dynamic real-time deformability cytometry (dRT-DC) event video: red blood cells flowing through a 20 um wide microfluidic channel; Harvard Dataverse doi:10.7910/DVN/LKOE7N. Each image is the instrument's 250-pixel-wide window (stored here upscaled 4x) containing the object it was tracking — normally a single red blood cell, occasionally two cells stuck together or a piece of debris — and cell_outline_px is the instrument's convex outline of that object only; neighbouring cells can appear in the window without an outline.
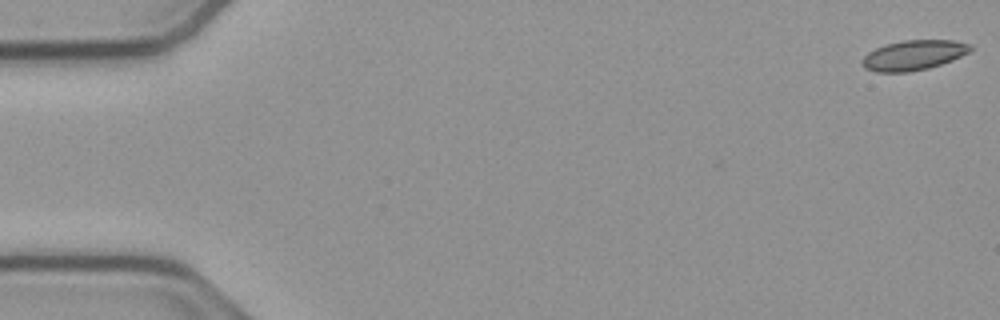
{"species": "common noctule bat (a hibernating species)", "species_latin": "Nyctalus noctula", "temperature_condition": "cold", "stored_images_in_passage": 7, "camera_frame_rate_fps": 3000, "um_per_image_px": 0.085, "animal": {"sex": "male", "body_mass_g": 23.1, "forearm_length_mm": 52.7}, "frame": {"image": 1, "passage_image": 1, "time_ms": 0.0, "image_size_px": [1000, 320], "cell_outline_px": [[972, 48], [968, 52], [952, 60], [928, 68], [908, 72], [876, 72], [864, 68], [864, 56], [868, 52], [876, 48], [888, 44], [904, 40], [952, 40], [972, 44]], "centroid_in_image_um": [77.67, 4.69], "position_along_channel_um": 7.3, "area_um2": 18.61}}